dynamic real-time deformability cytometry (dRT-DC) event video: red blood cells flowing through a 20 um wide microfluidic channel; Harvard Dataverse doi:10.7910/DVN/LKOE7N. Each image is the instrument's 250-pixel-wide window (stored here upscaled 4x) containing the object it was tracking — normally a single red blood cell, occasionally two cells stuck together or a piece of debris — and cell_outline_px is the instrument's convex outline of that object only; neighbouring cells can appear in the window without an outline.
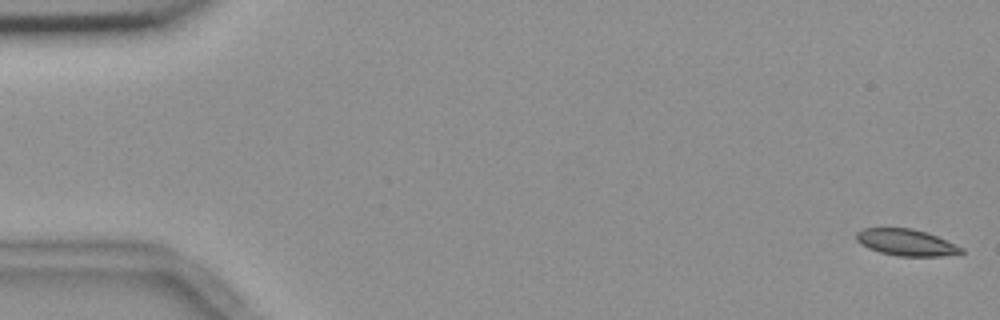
{"species": "common noctule bat (a hibernating species)", "species_latin": "Nyctalus noctula", "temperature_condition": "room temperature", "stored_images_in_passage": 55, "camera_frame_rate_fps": 3000, "um_per_image_px": 0.085, "animal": {"sex": "female", "body_mass_g": 18.4}, "frame": {"image": 1, "passage_image": 1, "time_ms": 0.0, "image_size_px": [1000, 320], "cell_outline_px": [[964, 252], [940, 256], [900, 256], [880, 252], [868, 248], [860, 244], [856, 240], [856, 232], [864, 228], [912, 228], [936, 236], [964, 248]], "centroid_in_image_um": [76.99, 20.6], "position_along_channel_um": 8.0, "area_um2": 16.07}}
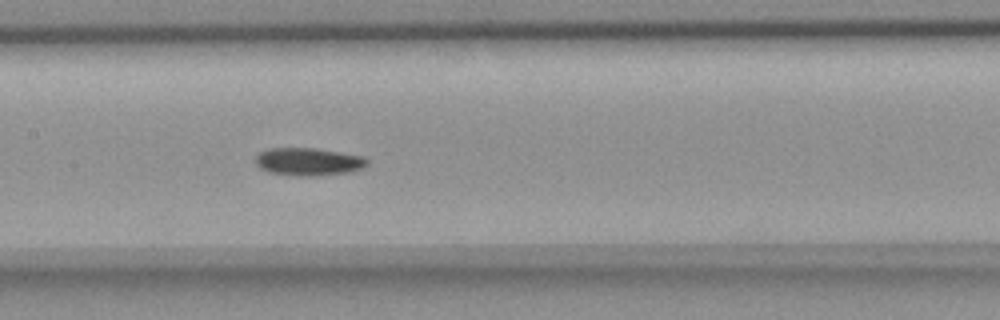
{"frame": {"image": 2, "passage_image": 27, "time_ms": 8.667, "image_size_px": [1000, 320], "cell_outline_px": [[368, 164], [364, 168], [348, 172], [316, 176], [296, 176], [268, 172], [260, 168], [256, 164], [256, 156], [260, 152], [268, 148], [316, 148], [364, 156], [368, 160]], "centroid_in_image_um": [26.23, 13.74], "position_along_channel_um": 181.2, "area_um2": 18.21}}
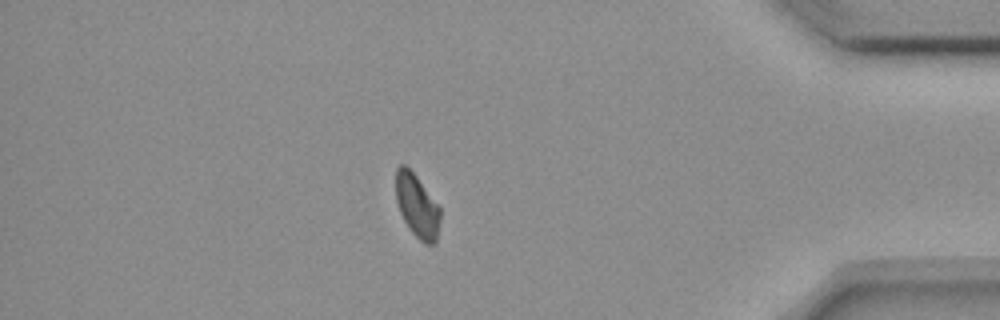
{"frame": {"image": 3, "passage_image": 48, "time_ms": 15.667, "image_size_px": [1000, 320], "cell_outline_px": [[440, 220], [436, 240], [432, 244], [424, 244], [408, 228], [400, 212], [396, 200], [396, 168], [400, 164], [404, 164], [416, 176], [440, 208]], "centroid_in_image_um": [35.43, 17.51], "position_along_channel_um": 399.8, "area_um2": 16.13}, "authors_computed_cell_mechanics": {"area_um2": 17.2244, "velocity_mm_per_s": 3.6618, "shape_relaxation_time_tau1_ms": 4.3921, "shape_relaxation_time_tau2_ms": null, "deformation_change_tau1": 0.0871, "deformation_change_tau2": null}}